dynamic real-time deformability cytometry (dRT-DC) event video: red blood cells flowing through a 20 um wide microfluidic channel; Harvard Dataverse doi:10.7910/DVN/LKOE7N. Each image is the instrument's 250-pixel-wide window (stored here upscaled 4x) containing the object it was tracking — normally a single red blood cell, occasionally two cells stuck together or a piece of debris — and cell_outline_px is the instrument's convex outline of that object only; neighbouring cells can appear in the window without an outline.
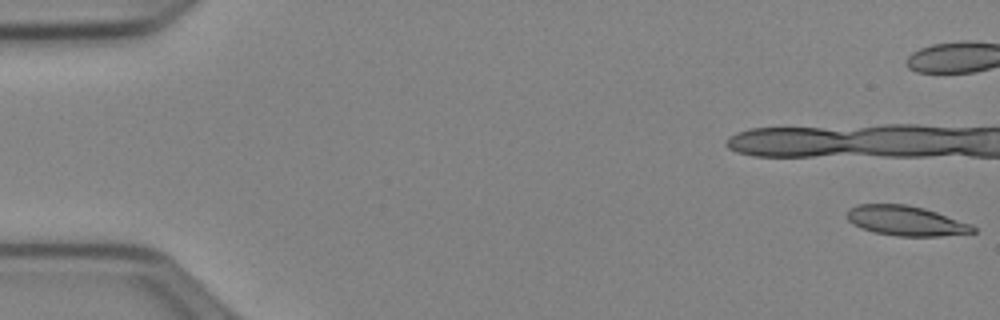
{"species": "Egyptian fruit bat (a non-hibernating species)", "species_latin": "Rousettus aegyptiacus", "temperature_condition": "cold", "stored_images_in_passage": 38, "camera_frame_rate_fps": 3000, "um_per_image_px": 0.085, "animal": {"sex": "female"}, "frame": {"image": 1, "passage_image": 1, "time_ms": 0.0, "image_size_px": [1000, 320], "cell_outline_px": [[976, 232], [940, 236], [896, 236], [876, 232], [852, 224], [848, 220], [848, 208], [856, 204], [908, 204], [924, 208], [972, 224], [976, 228]], "centroid_in_image_um": [77.01, 18.76], "position_along_channel_um": 8.0, "area_um2": 21.85}}
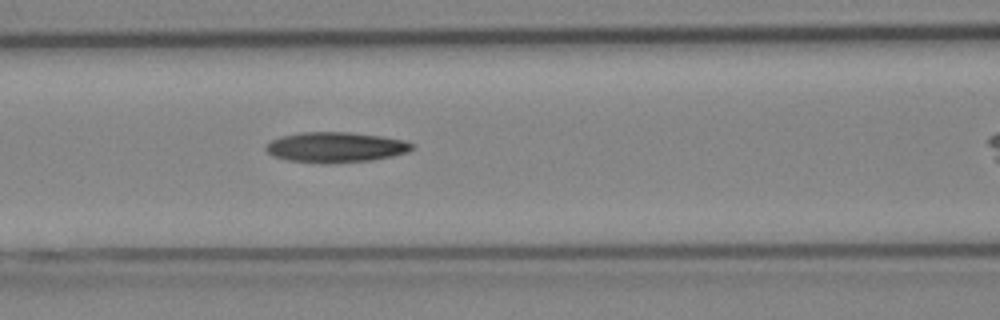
{"frame": {"image": 2, "passage_image": 18, "time_ms": 5.667, "image_size_px": [1000, 320], "cell_outline_px": [[412, 148], [408, 152], [392, 156], [372, 160], [288, 160], [272, 156], [264, 148], [264, 144], [280, 136], [300, 132], [348, 132], [380, 136], [404, 140], [412, 144]], "centroid_in_image_um": [28.5, 12.46], "position_along_channel_um": 138.1, "area_um2": 24.68}}
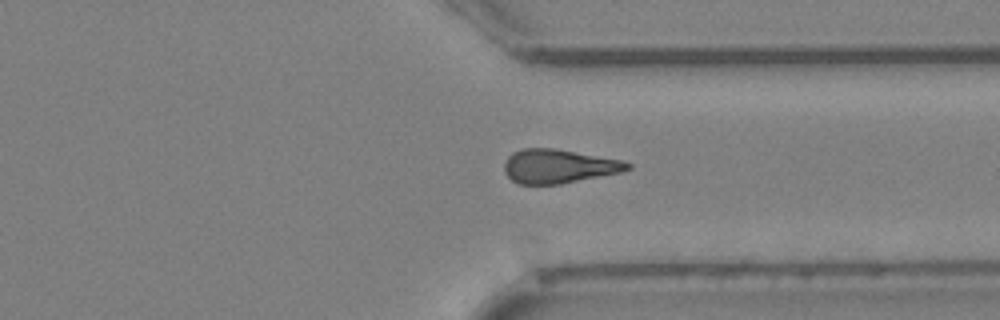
{"frame": {"image": 3, "passage_image": 35, "time_ms": 11.333, "image_size_px": [1000, 320], "cell_outline_px": [[632, 168], [620, 172], [560, 184], [516, 184], [504, 172], [504, 164], [508, 156], [512, 152], [520, 148], [556, 148], [624, 160], [632, 164]], "centroid_in_image_um": [47.48, 14.12], "position_along_channel_um": 363.9, "area_um2": 24.57}}